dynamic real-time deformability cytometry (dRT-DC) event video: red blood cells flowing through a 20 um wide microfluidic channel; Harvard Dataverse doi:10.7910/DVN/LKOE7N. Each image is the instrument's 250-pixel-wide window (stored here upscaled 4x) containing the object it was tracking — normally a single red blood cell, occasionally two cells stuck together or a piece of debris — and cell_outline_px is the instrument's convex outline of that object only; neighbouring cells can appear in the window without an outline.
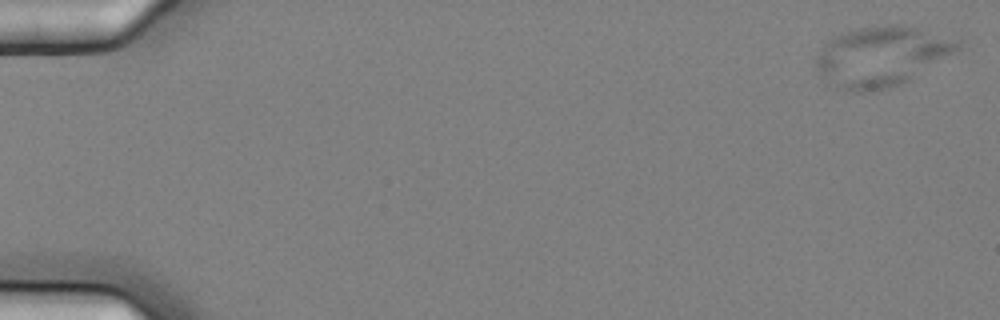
{"species": "common noctule bat (a hibernating species)", "species_latin": "Nyctalus noctula", "temperature_condition": "cold", "stored_images_in_passage": 7, "camera_frame_rate_fps": 3000, "um_per_image_px": 0.085, "animal": {"sex": "female", "body_mass_g": 25.1}, "frame": {"image": 1, "passage_image": 1, "time_ms": 0.0, "image_size_px": [1000, 320], "cell_outline_px": [[960, 48], [908, 80], [900, 84], [888, 88], [864, 92], [852, 92], [836, 88], [828, 84], [816, 68], [812, 60], [820, 48], [828, 40], [844, 32], [876, 24], [900, 24], [916, 28], [960, 40]], "centroid_in_image_um": [74.82, 4.79], "position_along_channel_um": 10.2, "area_um2": 49.36}}
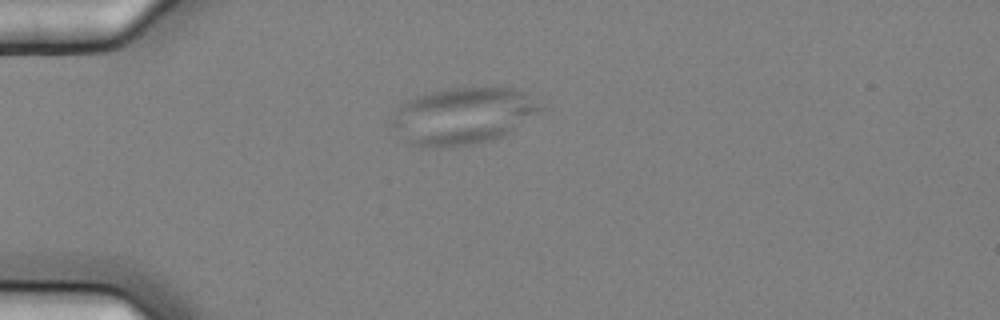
{"frame": {"image": 2, "passage_image": 5, "time_ms": 1.333, "image_size_px": [1000, 320], "cell_outline_px": [[544, 108], [504, 136], [496, 140], [476, 144], [448, 148], [420, 148], [412, 144], [392, 128], [388, 124], [400, 108], [408, 100], [416, 96], [444, 88], [512, 88], [524, 92]], "centroid_in_image_um": [39.32, 9.89], "position_along_channel_um": 45.7, "area_um2": 49.13}}
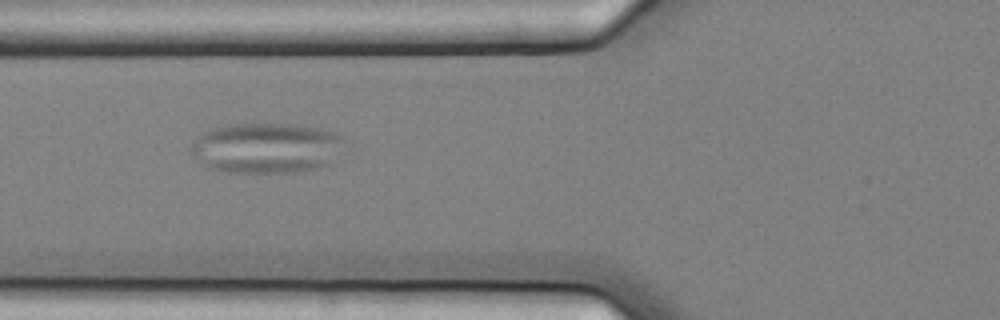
{"frame": {"image": 3, "passage_image": 7, "time_ms": 2.0, "image_size_px": [1000, 320], "cell_outline_px": [[344, 140], [332, 164], [320, 168], [296, 172], [224, 172], [208, 168], [200, 164], [188, 148], [196, 136], [212, 128], [228, 124], [292, 124], [316, 128], [336, 132]], "centroid_in_image_um": [22.59, 12.58], "position_along_channel_um": 103.2, "area_um2": 45.43}}